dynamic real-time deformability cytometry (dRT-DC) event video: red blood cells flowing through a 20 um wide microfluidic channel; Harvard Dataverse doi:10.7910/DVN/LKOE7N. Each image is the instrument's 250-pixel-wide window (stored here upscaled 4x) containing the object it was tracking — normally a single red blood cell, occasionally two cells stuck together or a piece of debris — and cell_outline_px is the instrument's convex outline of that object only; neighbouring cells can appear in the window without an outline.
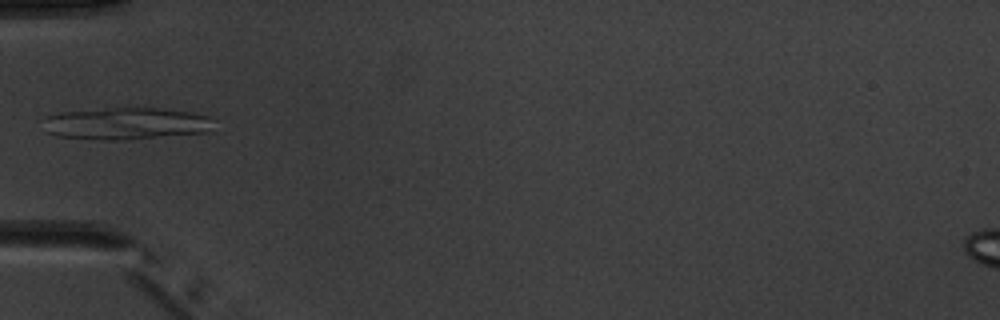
{"species": "common noctule bat (a hibernating species)", "species_latin": "Nyctalus noctula", "temperature_condition": "warm", "stored_images_in_passage": 5, "camera_frame_rate_fps": 3000, "um_per_image_px": 0.085, "animal": {"sex": "male", "body_mass_g": 20.1, "forearm_length_mm": 53.5}, "frame": {"image": 1, "passage_image": 4, "time_ms": 4.667, "image_size_px": [1000, 320], "cell_outline_px": [[216, 120], [212, 132], [120, 140], [108, 140], [56, 136], [44, 132], [44, 116], [60, 112], [108, 108], [160, 108], [192, 112], [208, 116]], "centroid_in_image_um": [10.75, 10.5], "position_along_channel_um": 74.3, "area_um2": 32.31}}
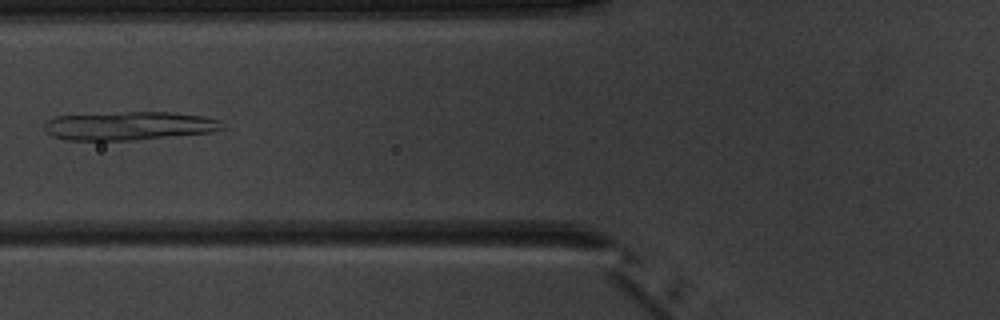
{"frame": {"image": 2, "passage_image": 5, "time_ms": 5.667, "image_size_px": [1000, 320], "cell_outline_px": [[224, 128], [212, 132], [132, 140], [68, 140], [52, 136], [44, 128], [44, 124], [48, 120], [56, 116], [124, 112], [172, 112], [204, 116], [220, 120]], "centroid_in_image_um": [10.99, 10.69], "position_along_channel_um": 114.8, "area_um2": 29.42}}